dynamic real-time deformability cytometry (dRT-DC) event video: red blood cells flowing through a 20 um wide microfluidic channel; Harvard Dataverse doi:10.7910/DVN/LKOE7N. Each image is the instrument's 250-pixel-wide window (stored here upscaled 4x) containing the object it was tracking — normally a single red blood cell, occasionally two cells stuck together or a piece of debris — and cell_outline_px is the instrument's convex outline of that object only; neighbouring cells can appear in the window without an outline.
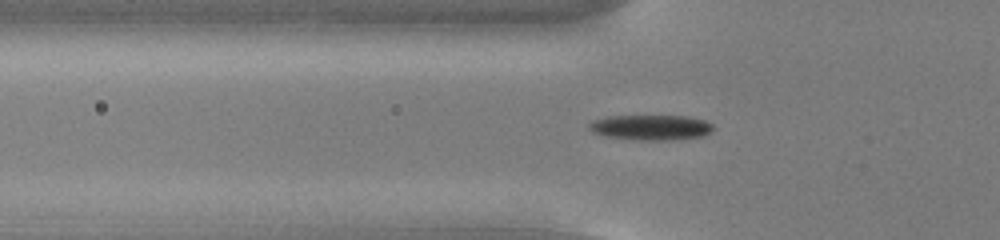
{"species": "common noctule bat (a hibernating species)", "species_latin": "Nyctalus noctula", "temperature_condition": "cold", "stored_images_in_passage": 56, "camera_frame_rate_fps": 3000, "um_per_image_px": 0.085, "animal": {"sex": "male", "body_mass_g": 13.0, "forearm_length_mm": 53.1}, "frame": {"image": 1, "passage_image": 20, "time_ms": 6.333, "image_size_px": [1000, 240], "cell_outline_px": [[712, 128], [704, 136], [672, 140], [640, 140], [608, 136], [592, 132], [588, 128], [588, 124], [592, 120], [608, 116], [688, 116], [704, 120], [712, 124]], "centroid_in_image_um": [55.3, 10.82], "position_along_channel_um": 70.5, "area_um2": 18.15}}
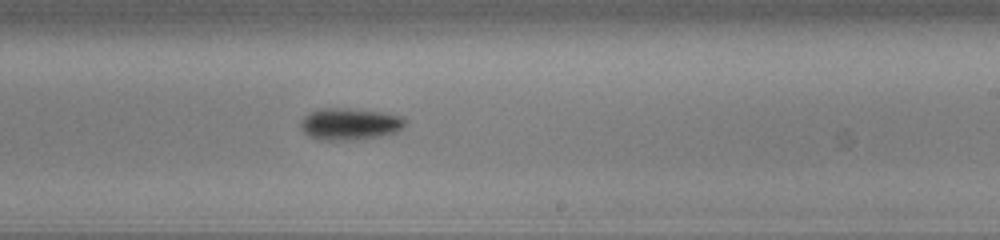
{"frame": {"image": 2, "passage_image": 35, "time_ms": 11.333, "image_size_px": [1000, 240], "cell_outline_px": [[408, 124], [396, 132], [380, 136], [348, 140], [320, 140], [308, 136], [300, 128], [300, 120], [304, 116], [312, 112], [324, 108], [348, 108], [380, 112], [400, 116], [408, 120]], "centroid_in_image_um": [29.73, 10.54], "position_along_channel_um": 259.3, "area_um2": 19.42}}
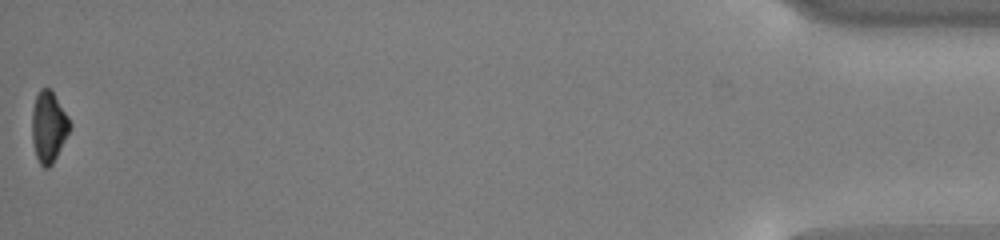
{"frame": {"image": 3, "passage_image": 56, "time_ms": 18.333, "image_size_px": [1000, 240], "cell_outline_px": [[72, 128], [52, 164], [48, 168], [44, 168], [40, 164], [36, 156], [32, 140], [32, 108], [36, 96], [40, 88], [48, 88], [52, 92], [68, 116], [72, 124]], "centroid_in_image_um": [4.14, 10.79], "position_along_channel_um": 431.1, "area_um2": 15.66}, "authors_computed_cell_mechanics": {"area_um2": 16.9643, "velocity_mm_per_s": 3.802, "shape_relaxation_time_tau1_ms": 2.1551, "shape_relaxation_time_tau2_ms": null, "deformation_change_tau1": 0.1174, "deformation_change_tau2": null}}